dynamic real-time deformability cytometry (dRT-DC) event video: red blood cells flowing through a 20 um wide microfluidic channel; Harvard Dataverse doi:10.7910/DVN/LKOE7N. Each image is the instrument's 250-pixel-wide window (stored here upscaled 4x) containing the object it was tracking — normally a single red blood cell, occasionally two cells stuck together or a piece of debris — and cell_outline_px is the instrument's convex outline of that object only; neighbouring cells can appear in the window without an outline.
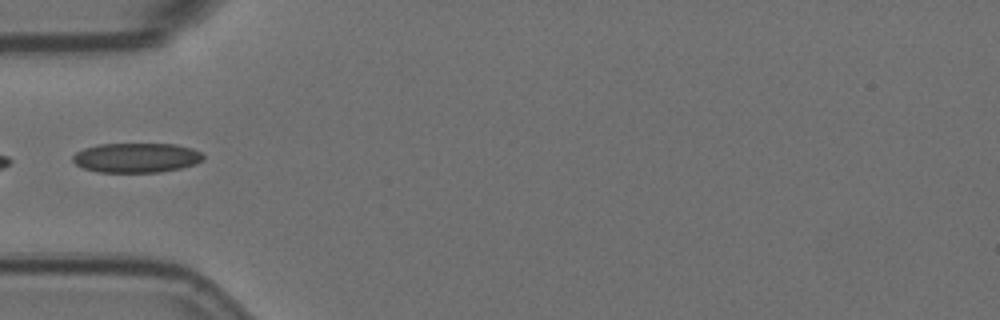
{"species": "Egyptian fruit bat (a non-hibernating species)", "species_latin": "Rousettus aegyptiacus", "temperature_condition": "room temperature", "stored_images_in_passage": 5, "camera_frame_rate_fps": 3000, "um_per_image_px": 0.085, "animal": {"sex": "female"}, "frame": {"image": 1, "passage_image": 2, "time_ms": 0.333, "image_size_px": [1000, 320], "cell_outline_px": [[204, 160], [196, 164], [180, 168], [160, 172], [100, 172], [84, 168], [76, 164], [72, 160], [72, 156], [76, 152], [84, 148], [100, 144], [176, 144], [192, 148], [200, 152], [204, 156]], "centroid_in_image_um": [11.61, 13.4], "position_along_channel_um": 73.4, "area_um2": 22.54}}
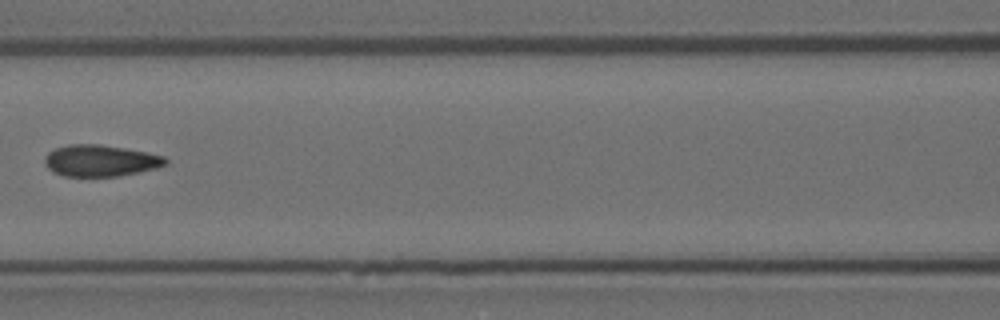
{"frame": {"image": 2, "passage_image": 4, "time_ms": 1.0, "image_size_px": [1000, 320], "cell_outline_px": [[168, 164], [156, 168], [140, 172], [120, 176], [64, 176], [52, 172], [44, 164], [44, 160], [48, 152], [56, 148], [72, 144], [96, 144], [124, 148], [164, 156], [168, 160]], "centroid_in_image_um": [8.53, 13.67], "position_along_channel_um": 158.1, "area_um2": 22.14}}
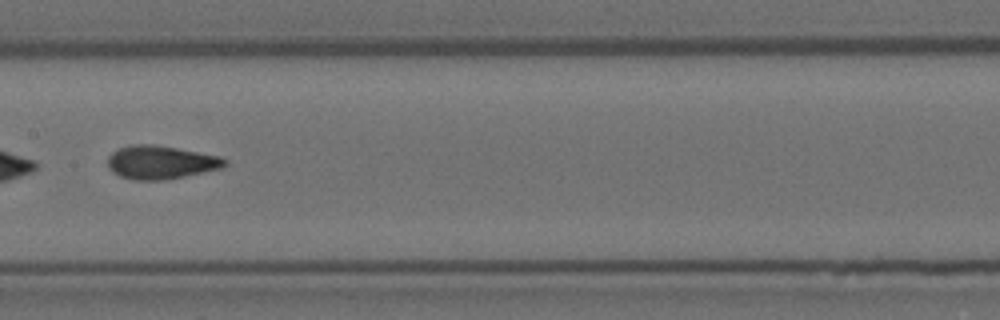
{"frame": {"image": 3, "passage_image": 5, "time_ms": 1.333, "image_size_px": [1000, 320], "cell_outline_px": [[228, 164], [224, 168], [184, 176], [160, 180], [132, 180], [120, 176], [112, 172], [108, 168], [108, 156], [112, 152], [120, 148], [132, 144], [156, 144], [220, 156], [228, 160]], "centroid_in_image_um": [13.68, 13.79], "position_along_channel_um": 193.7, "area_um2": 22.95}}